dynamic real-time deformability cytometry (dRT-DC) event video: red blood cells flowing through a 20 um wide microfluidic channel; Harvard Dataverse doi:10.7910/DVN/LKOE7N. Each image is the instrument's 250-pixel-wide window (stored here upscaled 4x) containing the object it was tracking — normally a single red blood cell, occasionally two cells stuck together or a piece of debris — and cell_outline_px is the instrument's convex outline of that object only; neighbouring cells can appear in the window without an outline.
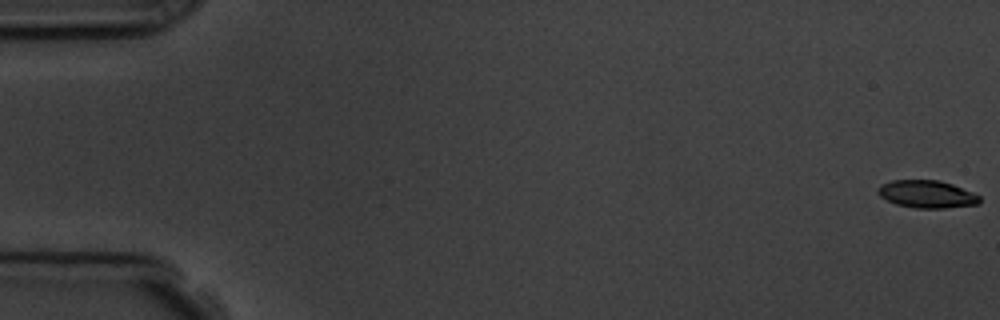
{"species": "common noctule bat (a hibernating species)", "species_latin": "Nyctalus noctula", "temperature_condition": "room temperature", "stored_images_in_passage": 11, "camera_frame_rate_fps": 3000, "um_per_image_px": 0.085, "animal": {"sex": "male", "body_mass_g": 19.5, "forearm_length_mm": 54.6}, "frame": {"image": 1, "passage_image": 1, "time_ms": 0.0, "image_size_px": [1000, 320], "cell_outline_px": [[980, 204], [944, 208], [916, 208], [896, 204], [880, 196], [876, 192], [876, 188], [880, 184], [892, 180], [940, 180], [952, 184], [972, 192], [980, 196]], "centroid_in_image_um": [78.76, 16.5], "position_along_channel_um": 6.2, "area_um2": 16.42}}
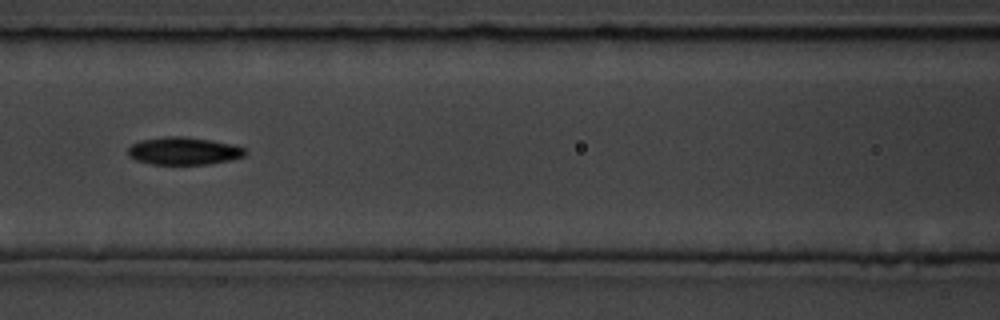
{"frame": {"image": 2, "passage_image": 8, "time_ms": 8.0, "image_size_px": [1000, 320], "cell_outline_px": [[248, 152], [244, 156], [232, 160], [212, 164], [152, 164], [136, 160], [128, 156], [128, 148], [132, 144], [140, 140], [168, 136], [184, 136], [212, 140], [232, 144], [244, 148]], "centroid_in_image_um": [15.64, 12.83], "position_along_channel_um": 151.0, "area_um2": 19.02}}
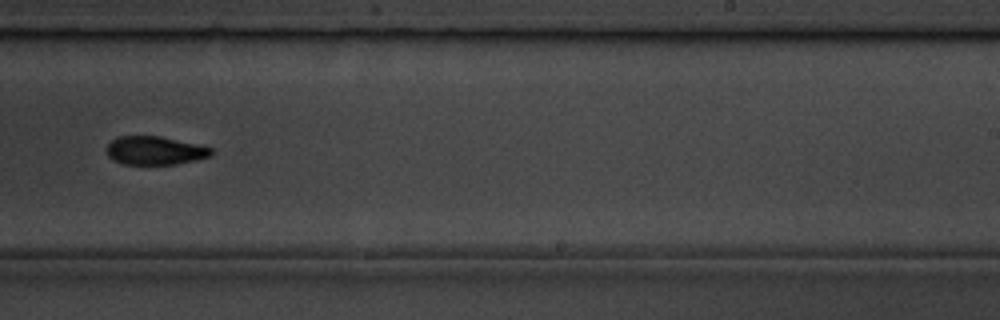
{"frame": {"image": 3, "passage_image": 11, "time_ms": 11.333, "image_size_px": [1000, 320], "cell_outline_px": [[212, 156], [196, 160], [176, 164], [124, 164], [112, 160], [108, 156], [108, 144], [112, 140], [120, 136], [160, 136], [200, 144], [212, 148]], "centroid_in_image_um": [13.21, 12.79], "position_along_channel_um": 275.8, "area_um2": 17.4}}